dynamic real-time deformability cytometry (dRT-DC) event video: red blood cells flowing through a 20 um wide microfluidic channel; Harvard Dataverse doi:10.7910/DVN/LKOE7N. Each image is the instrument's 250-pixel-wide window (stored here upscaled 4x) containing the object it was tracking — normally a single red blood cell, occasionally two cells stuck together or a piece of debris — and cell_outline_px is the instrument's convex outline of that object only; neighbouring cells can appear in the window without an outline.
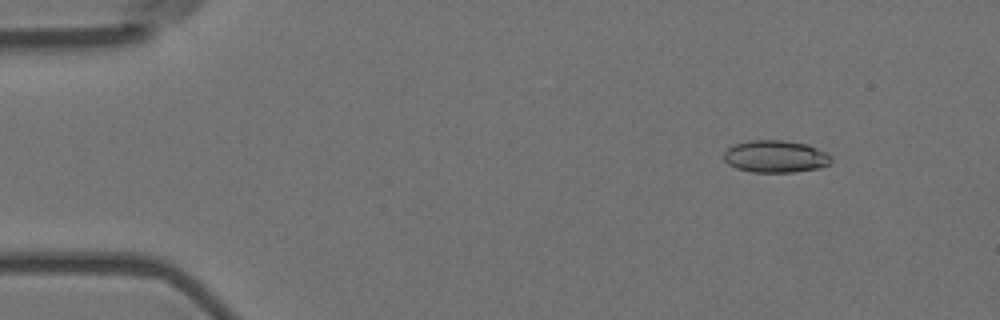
{"species": "Egyptian fruit bat (a non-hibernating species)", "species_latin": "Rousettus aegyptiacus", "temperature_condition": "room temperature", "stored_images_in_passage": 57, "camera_frame_rate_fps": 3000, "um_per_image_px": 0.085, "animal": {"sex": "female"}, "frame": {"image": 1, "passage_image": 7, "time_ms": 2.0, "image_size_px": [1000, 320], "cell_outline_px": [[832, 160], [828, 164], [820, 168], [792, 172], [752, 172], [736, 168], [728, 164], [724, 160], [724, 152], [728, 148], [736, 144], [752, 140], [784, 140], [808, 144], [828, 152], [832, 156]], "centroid_in_image_um": [65.95, 13.3], "position_along_channel_um": 19.0, "area_um2": 20.29}}
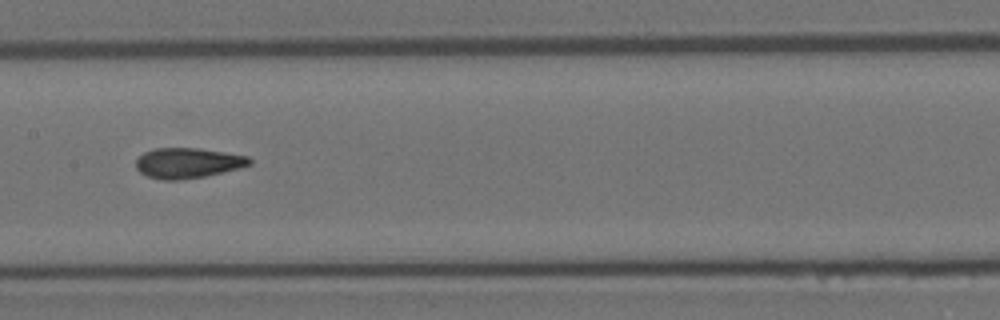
{"frame": {"image": 2, "passage_image": 29, "time_ms": 9.333, "image_size_px": [1000, 320], "cell_outline_px": [[252, 164], [240, 168], [204, 176], [180, 180], [164, 180], [148, 176], [140, 172], [136, 168], [136, 160], [144, 152], [156, 148], [196, 148], [224, 152], [248, 156], [252, 160]], "centroid_in_image_um": [15.97, 13.85], "position_along_channel_um": 191.4, "area_um2": 19.94}}
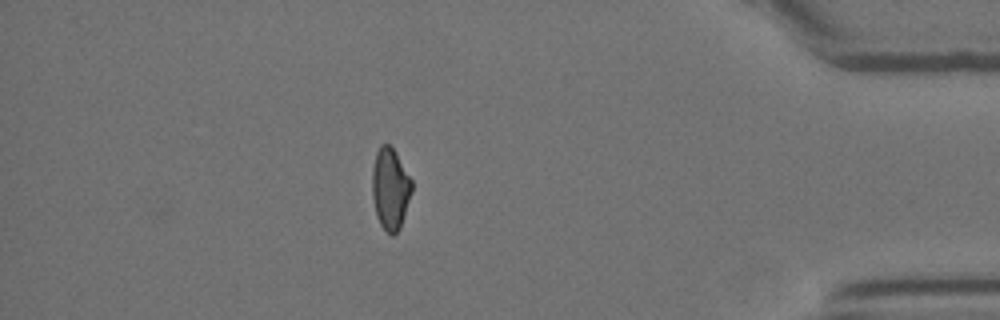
{"frame": {"image": 3, "passage_image": 50, "time_ms": 16.333, "image_size_px": [1000, 320], "cell_outline_px": [[412, 192], [400, 228], [392, 236], [380, 224], [376, 216], [372, 196], [372, 168], [376, 152], [380, 144], [388, 144], [396, 152], [412, 180]], "centroid_in_image_um": [33.17, 16.02], "position_along_channel_um": 402.0, "area_um2": 18.9}, "authors_computed_cell_mechanics": {"area_um2": 19.8254, "velocity_mm_per_s": 3.5959, "shape_relaxation_time_tau1_ms": null, "shape_relaxation_time_tau2_ms": 2.1719, "deformation_change_tau1": null, "deformation_change_tau2": 0.0855}}